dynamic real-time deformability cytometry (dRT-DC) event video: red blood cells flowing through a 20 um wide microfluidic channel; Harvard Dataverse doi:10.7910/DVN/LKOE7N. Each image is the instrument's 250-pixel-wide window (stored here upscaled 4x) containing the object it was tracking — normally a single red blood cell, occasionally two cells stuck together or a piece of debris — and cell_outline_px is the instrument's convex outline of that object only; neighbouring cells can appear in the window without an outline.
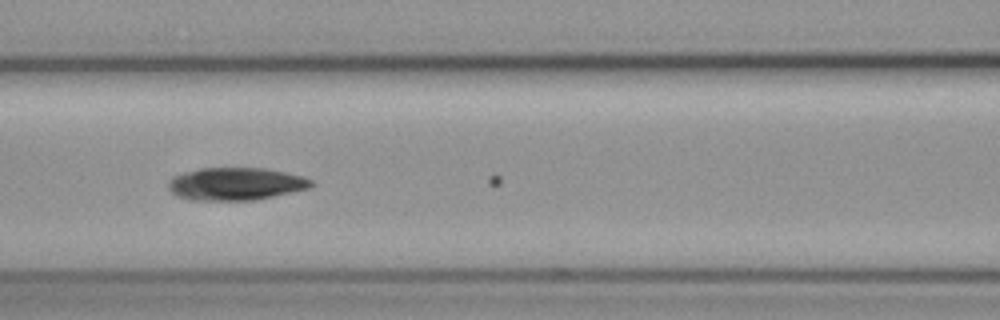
{"species": "common noctule bat (a hibernating species)", "species_latin": "Nyctalus noctula", "temperature_condition": "cold", "stored_images_in_passage": 10, "camera_frame_rate_fps": 3000, "um_per_image_px": 0.085, "animal": {"sex": "female", "body_mass_g": 19.3, "forearm_length_mm": 54.1}, "frame": {"image": 1, "passage_image": 8, "time_ms": 2.333, "image_size_px": [1000, 320], "cell_outline_px": [[312, 184], [308, 188], [256, 200], [192, 200], [176, 196], [168, 188], [168, 180], [172, 176], [184, 172], [200, 168], [264, 168], [304, 176], [312, 180]], "centroid_in_image_um": [19.99, 15.63], "position_along_channel_um": 146.6, "area_um2": 27.17}}